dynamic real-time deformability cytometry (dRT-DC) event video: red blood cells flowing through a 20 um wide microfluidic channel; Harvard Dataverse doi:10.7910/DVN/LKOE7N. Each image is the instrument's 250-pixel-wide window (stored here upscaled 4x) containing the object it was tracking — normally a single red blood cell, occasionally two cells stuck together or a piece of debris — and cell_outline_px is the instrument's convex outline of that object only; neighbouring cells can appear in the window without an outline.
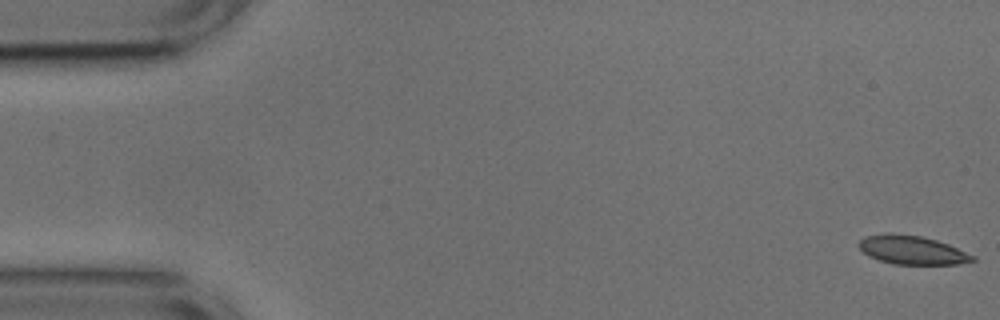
{"species": "common noctule bat (a hibernating species)", "species_latin": "Nyctalus noctula", "temperature_condition": "cold", "stored_images_in_passage": 12, "camera_frame_rate_fps": 3000, "um_per_image_px": 0.085, "animal": {"sex": "male", "body_mass_g": 17.9, "forearm_length_mm": 54.2}, "frame": {"image": 1, "passage_image": 1, "time_ms": 0.0, "image_size_px": [1000, 320], "cell_outline_px": [[976, 260], [956, 264], [892, 264], [868, 256], [860, 248], [860, 240], [864, 236], [884, 232], [892, 232], [924, 236], [948, 244], [976, 256]], "centroid_in_image_um": [77.52, 21.23], "position_along_channel_um": 7.5, "area_um2": 19.19}}
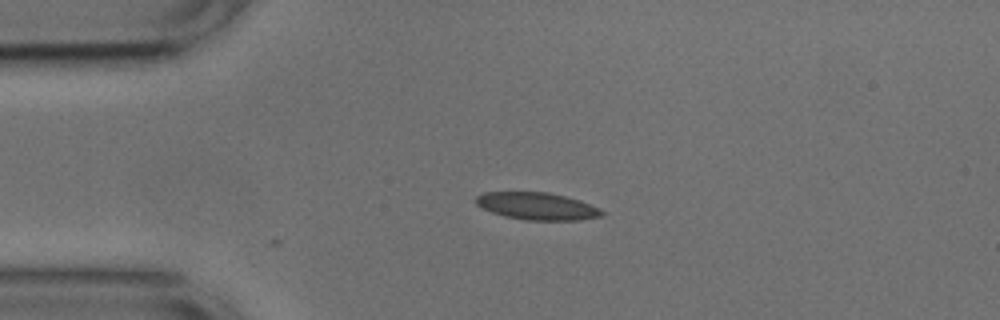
{"frame": {"image": 2, "passage_image": 12, "time_ms": 3.667, "image_size_px": [1000, 320], "cell_outline_px": [[604, 216], [580, 220], [528, 220], [504, 216], [492, 212], [476, 204], [476, 196], [484, 192], [548, 192], [580, 200], [600, 208], [604, 212]], "centroid_in_image_um": [45.69, 17.52], "position_along_channel_um": 39.3, "area_um2": 20.0}}